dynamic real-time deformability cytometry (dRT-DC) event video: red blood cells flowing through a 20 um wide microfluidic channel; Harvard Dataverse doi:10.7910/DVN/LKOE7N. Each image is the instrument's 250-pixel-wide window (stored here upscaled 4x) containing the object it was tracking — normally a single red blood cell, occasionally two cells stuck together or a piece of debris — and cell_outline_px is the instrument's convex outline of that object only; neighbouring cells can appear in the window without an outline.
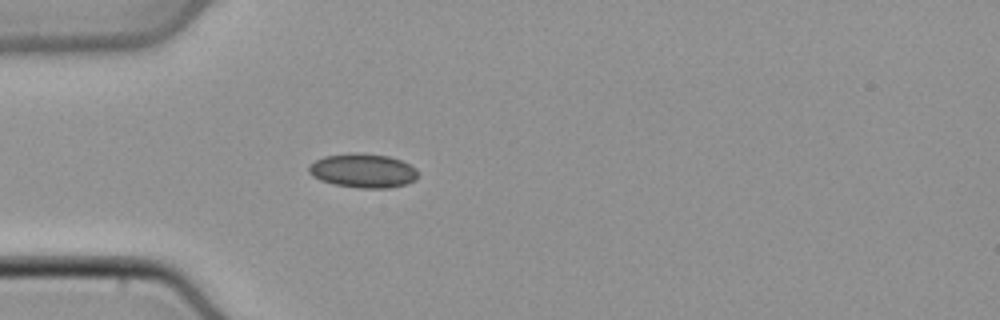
{"species": "common noctule bat (a hibernating species)", "species_latin": "Nyctalus noctula", "temperature_condition": "cold", "stored_images_in_passage": 42, "camera_frame_rate_fps": 3000, "um_per_image_px": 0.085, "animal": {"sex": "male", "body_mass_g": 21.5, "forearm_length_mm": 52.0}, "frame": {"image": 1, "passage_image": 8, "time_ms": 2.333, "image_size_px": [1000, 320], "cell_outline_px": [[416, 180], [408, 184], [388, 188], [360, 188], [332, 184], [320, 180], [312, 176], [308, 172], [308, 164], [324, 156], [348, 152], [352, 152], [388, 156], [400, 160], [416, 168]], "centroid_in_image_um": [30.81, 14.51], "position_along_channel_um": 54.2, "area_um2": 21.85}}
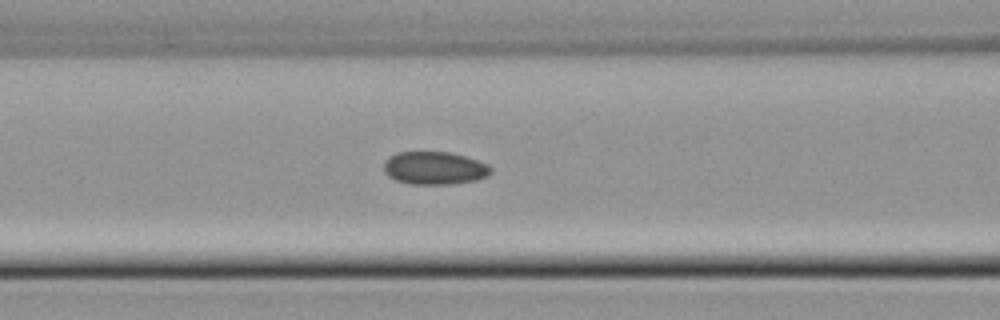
{"frame": {"image": 2, "passage_image": 14, "time_ms": 4.333, "image_size_px": [1000, 320], "cell_outline_px": [[492, 172], [488, 176], [476, 180], [448, 184], [408, 184], [396, 180], [388, 176], [384, 172], [384, 160], [396, 152], [448, 152], [464, 156], [488, 164], [492, 168]], "centroid_in_image_um": [36.92, 14.29], "position_along_channel_um": 129.7, "area_um2": 20.58}}
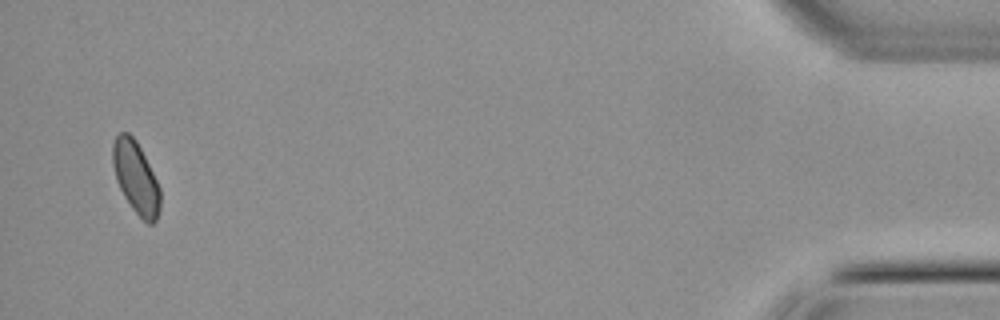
{"frame": {"image": 3, "passage_image": 41, "time_ms": 13.333, "image_size_px": [1000, 320], "cell_outline_px": [[160, 208], [156, 220], [152, 224], [148, 224], [132, 208], [124, 196], [116, 180], [112, 164], [112, 144], [116, 136], [120, 132], [128, 132], [136, 140], [160, 188]], "centroid_in_image_um": [11.53, 15.08], "position_along_channel_um": 423.7, "area_um2": 19.71}}